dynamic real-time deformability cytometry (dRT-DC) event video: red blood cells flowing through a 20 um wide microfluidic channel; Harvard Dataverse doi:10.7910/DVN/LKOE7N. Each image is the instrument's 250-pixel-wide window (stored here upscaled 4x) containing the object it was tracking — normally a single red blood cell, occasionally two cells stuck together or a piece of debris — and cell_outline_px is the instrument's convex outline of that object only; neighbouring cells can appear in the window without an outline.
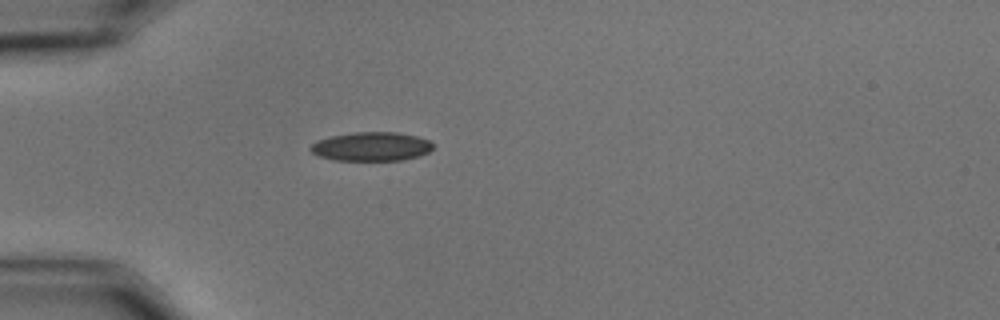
{"species": "common noctule bat (a hibernating species)", "species_latin": "Nyctalus noctula", "temperature_condition": "cold", "stored_images_in_passage": 42, "camera_frame_rate_fps": 3000, "um_per_image_px": 0.085, "animal": {"sex": "male", "body_mass_g": 15.6}, "frame": {"image": 1, "passage_image": 1, "time_ms": 0.0, "image_size_px": [1000, 320], "cell_outline_px": [[432, 148], [428, 152], [420, 156], [404, 160], [332, 160], [320, 156], [312, 152], [308, 148], [316, 140], [332, 136], [352, 132], [396, 132], [416, 136], [428, 140], [432, 144]], "centroid_in_image_um": [31.55, 12.45], "position_along_channel_um": 53.5, "area_um2": 20.63}}
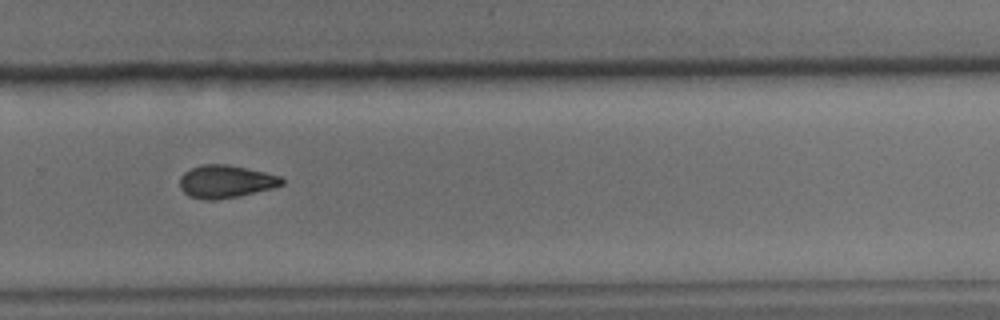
{"frame": {"image": 2, "passage_image": 24, "time_ms": 7.667, "image_size_px": [1000, 320], "cell_outline_px": [[284, 184], [272, 188], [240, 196], [216, 200], [204, 200], [188, 196], [180, 188], [180, 176], [184, 172], [200, 164], [228, 164], [264, 172], [280, 176], [284, 180]], "centroid_in_image_um": [19.17, 15.43], "position_along_channel_um": 310.6, "area_um2": 19.59}}
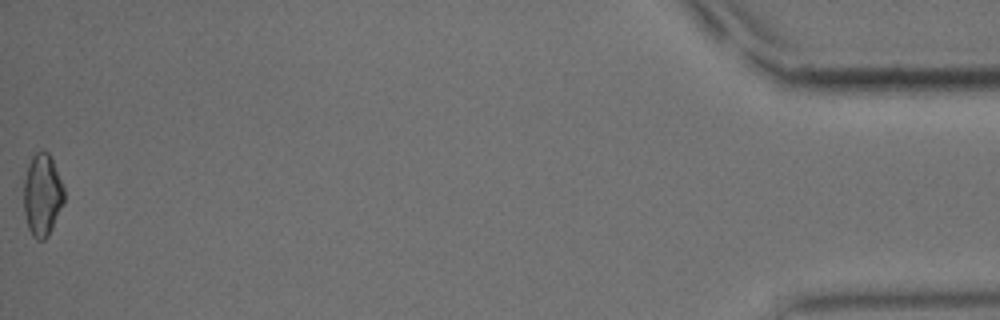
{"frame": {"image": 3, "passage_image": 42, "time_ms": 13.667, "image_size_px": [1000, 320], "cell_outline_px": [[64, 204], [48, 236], [44, 240], [36, 240], [32, 236], [28, 228], [24, 212], [24, 180], [28, 164], [32, 156], [36, 152], [44, 148], [48, 152], [52, 160], [64, 188]], "centroid_in_image_um": [3.59, 16.58], "position_along_channel_um": 431.6, "area_um2": 19.48}, "authors_computed_cell_mechanics": {"area_um2": 19.5653, "velocity_mm_per_s": 3.4974, "shape_relaxation_time_tau1_ms": 8.9993, "shape_relaxation_time_tau2_ms": 8.3842, "deformation_change_tau1": 0.1644, "deformation_change_tau2": 0.1474}}